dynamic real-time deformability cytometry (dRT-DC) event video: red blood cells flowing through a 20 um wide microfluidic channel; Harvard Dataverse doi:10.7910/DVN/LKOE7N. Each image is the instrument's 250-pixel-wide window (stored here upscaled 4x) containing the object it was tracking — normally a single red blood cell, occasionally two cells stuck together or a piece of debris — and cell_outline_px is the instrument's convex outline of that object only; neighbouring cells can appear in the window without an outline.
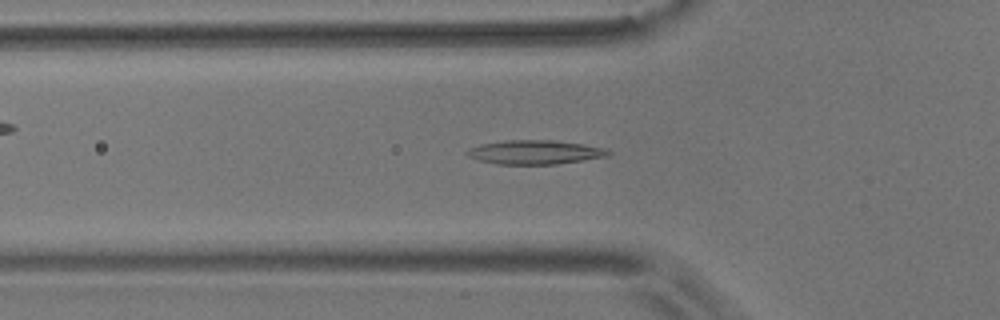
{"species": "common noctule bat (a hibernating species)", "species_latin": "Nyctalus noctula", "temperature_condition": "room temperature", "stored_images_in_passage": 47, "camera_frame_rate_fps": 3000, "um_per_image_px": 0.085, "animal": {"sex": "male", "body_mass_g": 17.9}, "frame": {"image": 1, "passage_image": 11, "time_ms": 3.333, "image_size_px": [1000, 320], "cell_outline_px": [[612, 152], [608, 156], [584, 160], [556, 164], [496, 164], [480, 160], [468, 156], [464, 152], [468, 148], [480, 144], [508, 140], [552, 140], [584, 144], [604, 148]], "centroid_in_image_um": [45.46, 12.93], "position_along_channel_um": 80.3, "area_um2": 19.77}}
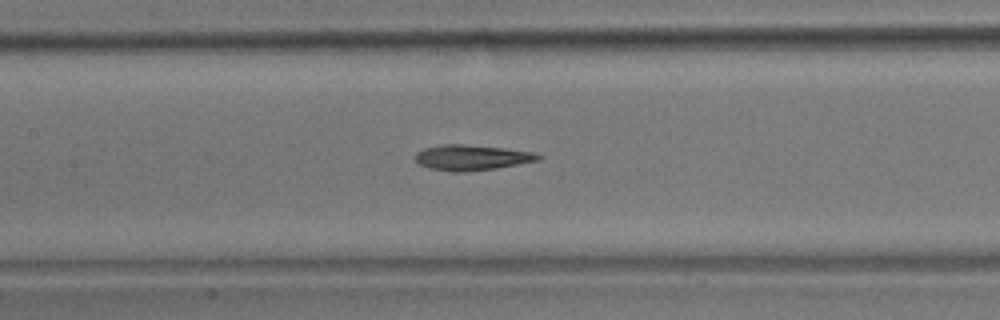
{"frame": {"image": 2, "passage_image": 18, "time_ms": 5.667, "image_size_px": [1000, 320], "cell_outline_px": [[544, 156], [540, 160], [496, 168], [464, 172], [452, 172], [428, 168], [420, 164], [416, 160], [416, 152], [424, 148], [444, 144], [460, 144], [504, 148], [536, 152]], "centroid_in_image_um": [40.13, 13.39], "position_along_channel_um": 167.3, "area_um2": 18.26}}
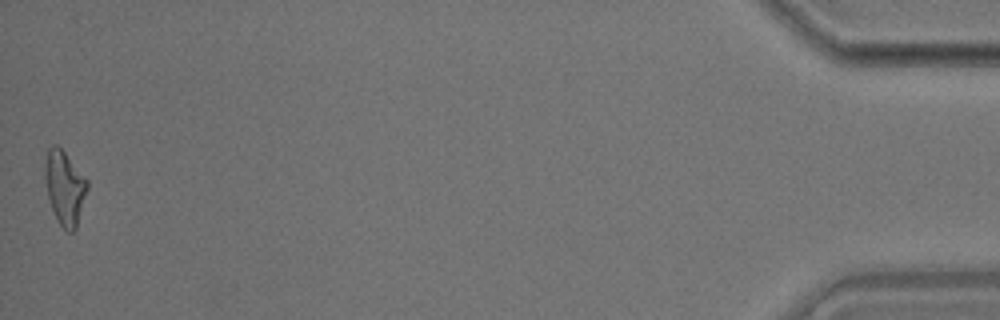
{"frame": {"image": 3, "passage_image": 47, "time_ms": 15.333, "image_size_px": [1000, 320], "cell_outline_px": [[88, 188], [76, 228], [72, 232], [68, 232], [60, 224], [48, 200], [44, 176], [44, 164], [48, 148], [52, 144], [56, 144], [64, 152], [88, 180]], "centroid_in_image_um": [5.49, 15.92], "position_along_channel_um": 429.7, "area_um2": 18.15}, "authors_computed_cell_mechanics": {"area_um2": 17.9758, "velocity_mm_per_s": 3.6824, "shape_relaxation_time_tau1_ms": null, "shape_relaxation_time_tau2_ms": 3.1962, "deformation_change_tau1": null, "deformation_change_tau2": 0.129}}